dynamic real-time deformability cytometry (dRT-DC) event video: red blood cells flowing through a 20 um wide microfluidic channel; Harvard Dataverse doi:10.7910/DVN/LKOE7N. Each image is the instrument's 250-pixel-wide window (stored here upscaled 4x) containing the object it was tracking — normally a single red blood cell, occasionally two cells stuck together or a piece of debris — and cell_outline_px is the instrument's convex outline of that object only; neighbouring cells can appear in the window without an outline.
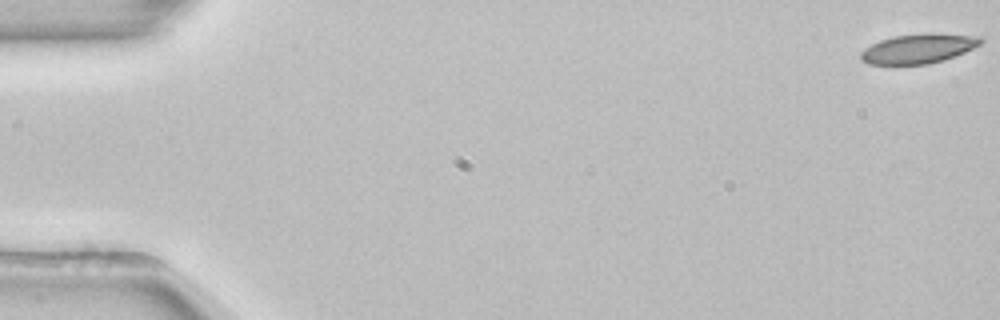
{"species": "common noctule bat (a hibernating species)", "species_latin": "Nyctalus noctula", "temperature_condition": "room temperature", "stored_images_in_passage": 54, "camera_frame_rate_fps": 3000, "um_per_image_px": 0.085, "animal": {"sex": "female", "body_mass_g": 22.7, "forearm_length_mm": 54.2}, "frame": {"image": 1, "passage_image": 1, "time_ms": 0.0, "image_size_px": [1000, 320], "cell_outline_px": [[984, 40], [980, 44], [964, 52], [944, 60], [928, 64], [868, 64], [860, 60], [860, 52], [864, 48], [880, 40], [892, 36], [928, 32], [980, 36]], "centroid_in_image_um": [78.05, 4.11], "position_along_channel_um": 7.0, "area_um2": 20.81}}
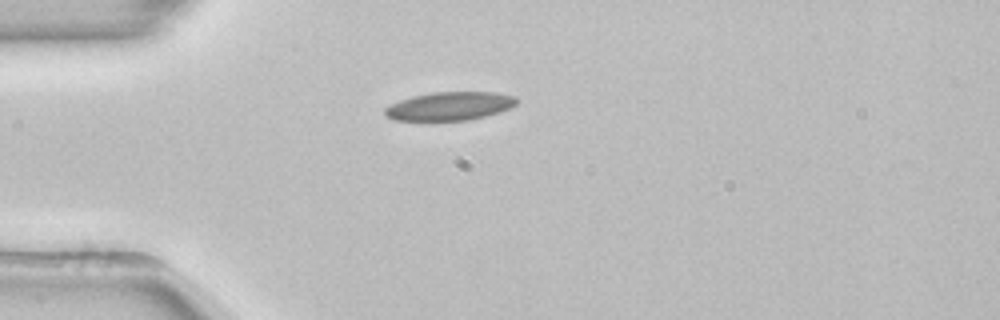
{"frame": {"image": 2, "passage_image": 15, "time_ms": 4.667, "image_size_px": [1000, 320], "cell_outline_px": [[520, 100], [516, 104], [500, 112], [468, 120], [392, 120], [384, 116], [384, 108], [400, 100], [432, 92], [496, 92], [516, 96]], "centroid_in_image_um": [38.24, 9.02], "position_along_channel_um": 46.8, "area_um2": 21.79}}
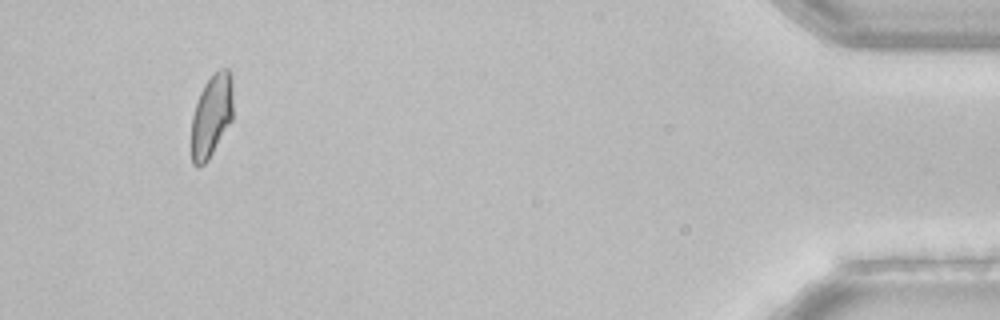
{"frame": {"image": 3, "passage_image": 51, "time_ms": 16.667, "image_size_px": [1000, 320], "cell_outline_px": [[232, 120], [208, 160], [204, 164], [192, 164], [192, 116], [200, 92], [204, 84], [220, 68], [228, 68], [232, 72]], "centroid_in_image_um": [18.0, 9.79], "position_along_channel_um": 417.2, "area_um2": 19.88}, "authors_computed_cell_mechanics": {"area_um2": 21.097, "velocity_mm_per_s": 3.8444, "shape_relaxation_time_tau1_ms": 6.3649, "shape_relaxation_time_tau2_ms": 3.0906, "deformation_change_tau1": 0.1404, "deformation_change_tau2": 0.0693}}